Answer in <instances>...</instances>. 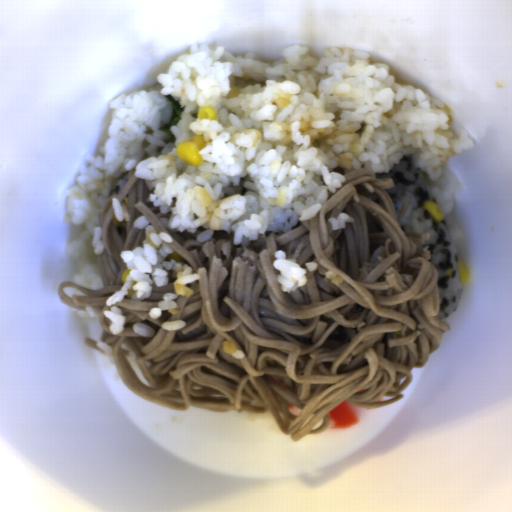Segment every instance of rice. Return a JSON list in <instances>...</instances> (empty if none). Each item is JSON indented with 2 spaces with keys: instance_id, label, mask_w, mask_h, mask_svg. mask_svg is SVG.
Listing matches in <instances>:
<instances>
[{
  "instance_id": "obj_1",
  "label": "rice",
  "mask_w": 512,
  "mask_h": 512,
  "mask_svg": "<svg viewBox=\"0 0 512 512\" xmlns=\"http://www.w3.org/2000/svg\"><path fill=\"white\" fill-rule=\"evenodd\" d=\"M171 94L184 108L171 134ZM211 106L217 120H199ZM108 137L98 155L87 154L66 188L65 223L81 232L65 244L76 262L72 281L100 291L97 259L106 251L100 218L121 177L134 171L145 181V199L162 213L166 230L233 234L250 246L266 231L287 232L312 219L330 194L356 169L387 173L410 155L444 214L450 239L465 234L453 211L463 190L447 167L453 155L475 147L468 130L452 131L444 102L400 85L387 63L369 52L326 47L322 57L290 46L279 60L256 53L234 56L223 45L194 43L157 82L110 103ZM203 134L202 166L178 158V144Z\"/></svg>"
},
{
  "instance_id": "obj_2",
  "label": "rice",
  "mask_w": 512,
  "mask_h": 512,
  "mask_svg": "<svg viewBox=\"0 0 512 512\" xmlns=\"http://www.w3.org/2000/svg\"><path fill=\"white\" fill-rule=\"evenodd\" d=\"M133 226L136 229H145V238L141 246L133 251L125 250L120 253L126 269L131 270L122 288L105 300L107 309L102 313L114 336L123 332L126 325V317L123 310L117 307V302L123 299L146 301L153 292L151 285L160 288L166 286L170 278H174L175 292L165 293L158 306L149 309L148 316L152 319L160 318L164 310L177 315L180 311L175 299L192 296L201 281V275L194 273L188 264L175 262L173 259L166 260L174 251L169 245L173 241L170 234L164 231L158 233L144 215L138 216Z\"/></svg>"
},
{
  "instance_id": "obj_3",
  "label": "rice",
  "mask_w": 512,
  "mask_h": 512,
  "mask_svg": "<svg viewBox=\"0 0 512 512\" xmlns=\"http://www.w3.org/2000/svg\"><path fill=\"white\" fill-rule=\"evenodd\" d=\"M378 177L391 178L393 181L392 189L386 192L396 217L399 216L403 204H408L399 222L403 232L430 235L423 245L418 246L417 251L422 252L424 248H430V261L439 273V309L436 316L444 320L457 309L464 287L447 218L445 216L440 221H436L425 209L424 204L427 201L435 203L437 201L430 191L421 168L412 162L411 154L405 155L399 164H395L388 172H378Z\"/></svg>"
},
{
  "instance_id": "obj_4",
  "label": "rice",
  "mask_w": 512,
  "mask_h": 512,
  "mask_svg": "<svg viewBox=\"0 0 512 512\" xmlns=\"http://www.w3.org/2000/svg\"><path fill=\"white\" fill-rule=\"evenodd\" d=\"M274 256L272 264L279 272L277 281L282 292L290 293L308 282L307 269L302 268L295 259H288L286 252L277 249Z\"/></svg>"
},
{
  "instance_id": "obj_5",
  "label": "rice",
  "mask_w": 512,
  "mask_h": 512,
  "mask_svg": "<svg viewBox=\"0 0 512 512\" xmlns=\"http://www.w3.org/2000/svg\"><path fill=\"white\" fill-rule=\"evenodd\" d=\"M111 206L114 212L115 219L118 222L122 223L131 221L128 209L115 197L112 198Z\"/></svg>"
},
{
  "instance_id": "obj_6",
  "label": "rice",
  "mask_w": 512,
  "mask_h": 512,
  "mask_svg": "<svg viewBox=\"0 0 512 512\" xmlns=\"http://www.w3.org/2000/svg\"><path fill=\"white\" fill-rule=\"evenodd\" d=\"M354 221L352 216L347 214L340 213L338 217H329L328 222L331 223L332 230H342L345 228L347 223H351Z\"/></svg>"
},
{
  "instance_id": "obj_7",
  "label": "rice",
  "mask_w": 512,
  "mask_h": 512,
  "mask_svg": "<svg viewBox=\"0 0 512 512\" xmlns=\"http://www.w3.org/2000/svg\"><path fill=\"white\" fill-rule=\"evenodd\" d=\"M132 330L135 334L139 336H145L149 338H153L155 335V330L151 326L145 323H134L132 326Z\"/></svg>"
},
{
  "instance_id": "obj_8",
  "label": "rice",
  "mask_w": 512,
  "mask_h": 512,
  "mask_svg": "<svg viewBox=\"0 0 512 512\" xmlns=\"http://www.w3.org/2000/svg\"><path fill=\"white\" fill-rule=\"evenodd\" d=\"M222 348L224 352L231 354L233 358L241 359L245 357V353L238 349L232 341H222Z\"/></svg>"
},
{
  "instance_id": "obj_9",
  "label": "rice",
  "mask_w": 512,
  "mask_h": 512,
  "mask_svg": "<svg viewBox=\"0 0 512 512\" xmlns=\"http://www.w3.org/2000/svg\"><path fill=\"white\" fill-rule=\"evenodd\" d=\"M77 316L86 317L89 320L99 319L101 314V307L88 306L85 310L76 311Z\"/></svg>"
},
{
  "instance_id": "obj_10",
  "label": "rice",
  "mask_w": 512,
  "mask_h": 512,
  "mask_svg": "<svg viewBox=\"0 0 512 512\" xmlns=\"http://www.w3.org/2000/svg\"><path fill=\"white\" fill-rule=\"evenodd\" d=\"M96 345H97V347L102 349V351L106 355L110 365H115L116 357H115V352H114L112 346L104 343V341H97Z\"/></svg>"
},
{
  "instance_id": "obj_11",
  "label": "rice",
  "mask_w": 512,
  "mask_h": 512,
  "mask_svg": "<svg viewBox=\"0 0 512 512\" xmlns=\"http://www.w3.org/2000/svg\"><path fill=\"white\" fill-rule=\"evenodd\" d=\"M186 324L187 323L182 320H167L164 323H162L161 327L165 331H171L185 328Z\"/></svg>"
},
{
  "instance_id": "obj_12",
  "label": "rice",
  "mask_w": 512,
  "mask_h": 512,
  "mask_svg": "<svg viewBox=\"0 0 512 512\" xmlns=\"http://www.w3.org/2000/svg\"><path fill=\"white\" fill-rule=\"evenodd\" d=\"M383 227L381 225V223L376 220L373 216L372 217H368L367 219V231L371 234V233H382L383 232Z\"/></svg>"
},
{
  "instance_id": "obj_13",
  "label": "rice",
  "mask_w": 512,
  "mask_h": 512,
  "mask_svg": "<svg viewBox=\"0 0 512 512\" xmlns=\"http://www.w3.org/2000/svg\"><path fill=\"white\" fill-rule=\"evenodd\" d=\"M325 278L336 286H339L344 282V278L342 276H338L333 270H328L325 274Z\"/></svg>"
},
{
  "instance_id": "obj_14",
  "label": "rice",
  "mask_w": 512,
  "mask_h": 512,
  "mask_svg": "<svg viewBox=\"0 0 512 512\" xmlns=\"http://www.w3.org/2000/svg\"><path fill=\"white\" fill-rule=\"evenodd\" d=\"M305 265L309 272L314 273L318 269L319 262H317V261L305 262Z\"/></svg>"
}]
</instances>
